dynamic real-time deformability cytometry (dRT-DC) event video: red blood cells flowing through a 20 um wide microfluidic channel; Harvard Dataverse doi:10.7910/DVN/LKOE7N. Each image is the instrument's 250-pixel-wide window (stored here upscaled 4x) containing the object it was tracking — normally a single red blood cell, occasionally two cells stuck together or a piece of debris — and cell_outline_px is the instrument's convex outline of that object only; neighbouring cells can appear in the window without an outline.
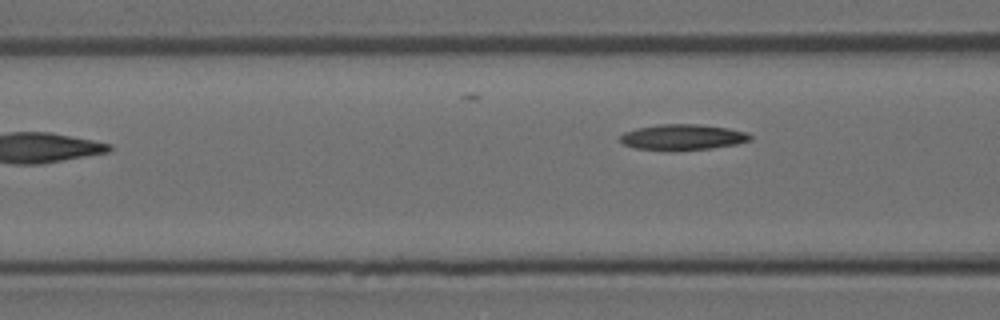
{"species": "Egyptian fruit bat (a non-hibernating species)", "species_latin": "Rousettus aegyptiacus", "temperature_condition": "room temperature", "stored_images_in_passage": 8, "camera_frame_rate_fps": 3000, "um_per_image_px": 0.085, "animal": {"sex": "female"}, "frame": {"image": 1, "passage_image": 8, "time_ms": 2.333, "image_size_px": [1000, 320], "cell_outline_px": [[752, 140], [736, 144], [712, 148], [636, 148], [624, 144], [620, 140], [620, 136], [624, 132], [636, 128], [656, 124], [700, 124], [728, 128], [748, 132], [752, 136]], "centroid_in_image_um": [58.08, 11.61], "position_along_channel_um": 108.5, "area_um2": 18.84}}